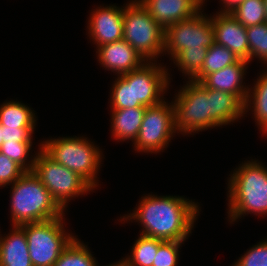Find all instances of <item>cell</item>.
I'll return each instance as SVG.
<instances>
[{"label": "cell", "instance_id": "1", "mask_svg": "<svg viewBox=\"0 0 267 266\" xmlns=\"http://www.w3.org/2000/svg\"><path fill=\"white\" fill-rule=\"evenodd\" d=\"M173 100L175 130L183 136L230 125L245 116L244 102L238 96L193 80L186 81Z\"/></svg>", "mask_w": 267, "mask_h": 266}, {"label": "cell", "instance_id": "2", "mask_svg": "<svg viewBox=\"0 0 267 266\" xmlns=\"http://www.w3.org/2000/svg\"><path fill=\"white\" fill-rule=\"evenodd\" d=\"M185 196L144 194L133 212L120 217V222H137L140 235L164 241L185 242L200 215V204Z\"/></svg>", "mask_w": 267, "mask_h": 266}, {"label": "cell", "instance_id": "3", "mask_svg": "<svg viewBox=\"0 0 267 266\" xmlns=\"http://www.w3.org/2000/svg\"><path fill=\"white\" fill-rule=\"evenodd\" d=\"M239 165L227 181L226 210L231 224L248 214L267 216V166L255 159Z\"/></svg>", "mask_w": 267, "mask_h": 266}, {"label": "cell", "instance_id": "4", "mask_svg": "<svg viewBox=\"0 0 267 266\" xmlns=\"http://www.w3.org/2000/svg\"><path fill=\"white\" fill-rule=\"evenodd\" d=\"M10 187L9 205L12 226L47 221L62 217L66 212L33 172H25Z\"/></svg>", "mask_w": 267, "mask_h": 266}, {"label": "cell", "instance_id": "5", "mask_svg": "<svg viewBox=\"0 0 267 266\" xmlns=\"http://www.w3.org/2000/svg\"><path fill=\"white\" fill-rule=\"evenodd\" d=\"M41 149L54 161L76 172L94 190L99 187L102 149L88 137L66 136L41 141Z\"/></svg>", "mask_w": 267, "mask_h": 266}, {"label": "cell", "instance_id": "6", "mask_svg": "<svg viewBox=\"0 0 267 266\" xmlns=\"http://www.w3.org/2000/svg\"><path fill=\"white\" fill-rule=\"evenodd\" d=\"M165 29L156 22L138 0L124 5L123 40L146 61H157L164 53Z\"/></svg>", "mask_w": 267, "mask_h": 266}, {"label": "cell", "instance_id": "7", "mask_svg": "<svg viewBox=\"0 0 267 266\" xmlns=\"http://www.w3.org/2000/svg\"><path fill=\"white\" fill-rule=\"evenodd\" d=\"M65 219L64 214L62 217L19 226L25 232L33 266H54L64 249L76 237L74 233L66 231Z\"/></svg>", "mask_w": 267, "mask_h": 266}, {"label": "cell", "instance_id": "8", "mask_svg": "<svg viewBox=\"0 0 267 266\" xmlns=\"http://www.w3.org/2000/svg\"><path fill=\"white\" fill-rule=\"evenodd\" d=\"M32 172L64 211H67L69 202L74 198L94 192L76 172L50 158L41 149V143L38 145Z\"/></svg>", "mask_w": 267, "mask_h": 266}, {"label": "cell", "instance_id": "9", "mask_svg": "<svg viewBox=\"0 0 267 266\" xmlns=\"http://www.w3.org/2000/svg\"><path fill=\"white\" fill-rule=\"evenodd\" d=\"M168 102L164 100L158 105L146 107L138 136L133 143L137 153L164 152L178 134L175 130L174 106L172 101Z\"/></svg>", "mask_w": 267, "mask_h": 266}, {"label": "cell", "instance_id": "10", "mask_svg": "<svg viewBox=\"0 0 267 266\" xmlns=\"http://www.w3.org/2000/svg\"><path fill=\"white\" fill-rule=\"evenodd\" d=\"M214 43L215 33L210 16L201 10L195 16L165 29L163 55H169L172 60L184 49H209Z\"/></svg>", "mask_w": 267, "mask_h": 266}, {"label": "cell", "instance_id": "11", "mask_svg": "<svg viewBox=\"0 0 267 266\" xmlns=\"http://www.w3.org/2000/svg\"><path fill=\"white\" fill-rule=\"evenodd\" d=\"M133 83L134 104L151 107L162 103L169 90L171 75L168 68L157 61H146L141 67L121 75Z\"/></svg>", "mask_w": 267, "mask_h": 266}, {"label": "cell", "instance_id": "12", "mask_svg": "<svg viewBox=\"0 0 267 266\" xmlns=\"http://www.w3.org/2000/svg\"><path fill=\"white\" fill-rule=\"evenodd\" d=\"M124 6L100 5L88 17V37L96 48L123 39Z\"/></svg>", "mask_w": 267, "mask_h": 266}, {"label": "cell", "instance_id": "13", "mask_svg": "<svg viewBox=\"0 0 267 266\" xmlns=\"http://www.w3.org/2000/svg\"><path fill=\"white\" fill-rule=\"evenodd\" d=\"M215 33V43L231 50L237 58L249 62V46L246 27L230 13L210 14Z\"/></svg>", "mask_w": 267, "mask_h": 266}, {"label": "cell", "instance_id": "14", "mask_svg": "<svg viewBox=\"0 0 267 266\" xmlns=\"http://www.w3.org/2000/svg\"><path fill=\"white\" fill-rule=\"evenodd\" d=\"M153 19L164 29L168 26L187 20L201 10L203 0H138Z\"/></svg>", "mask_w": 267, "mask_h": 266}, {"label": "cell", "instance_id": "15", "mask_svg": "<svg viewBox=\"0 0 267 266\" xmlns=\"http://www.w3.org/2000/svg\"><path fill=\"white\" fill-rule=\"evenodd\" d=\"M97 61L107 71L122 75L141 67L146 60L123 39L96 48Z\"/></svg>", "mask_w": 267, "mask_h": 266}, {"label": "cell", "instance_id": "16", "mask_svg": "<svg viewBox=\"0 0 267 266\" xmlns=\"http://www.w3.org/2000/svg\"><path fill=\"white\" fill-rule=\"evenodd\" d=\"M248 64L250 63L239 59L224 69L206 75L200 83L206 88L236 95L245 103L249 91V86L244 81Z\"/></svg>", "mask_w": 267, "mask_h": 266}, {"label": "cell", "instance_id": "17", "mask_svg": "<svg viewBox=\"0 0 267 266\" xmlns=\"http://www.w3.org/2000/svg\"><path fill=\"white\" fill-rule=\"evenodd\" d=\"M9 231L0 235V266H33L25 232L19 226Z\"/></svg>", "mask_w": 267, "mask_h": 266}, {"label": "cell", "instance_id": "18", "mask_svg": "<svg viewBox=\"0 0 267 266\" xmlns=\"http://www.w3.org/2000/svg\"><path fill=\"white\" fill-rule=\"evenodd\" d=\"M146 107L111 109V135L120 142L134 143L138 136Z\"/></svg>", "mask_w": 267, "mask_h": 266}, {"label": "cell", "instance_id": "19", "mask_svg": "<svg viewBox=\"0 0 267 266\" xmlns=\"http://www.w3.org/2000/svg\"><path fill=\"white\" fill-rule=\"evenodd\" d=\"M264 67L266 69L259 73L256 81L254 80V86L249 85L244 111L245 114L251 111L259 131L267 137V67Z\"/></svg>", "mask_w": 267, "mask_h": 266}, {"label": "cell", "instance_id": "20", "mask_svg": "<svg viewBox=\"0 0 267 266\" xmlns=\"http://www.w3.org/2000/svg\"><path fill=\"white\" fill-rule=\"evenodd\" d=\"M33 108L18 100L0 104V124L6 127L36 128L37 117Z\"/></svg>", "mask_w": 267, "mask_h": 266}, {"label": "cell", "instance_id": "21", "mask_svg": "<svg viewBox=\"0 0 267 266\" xmlns=\"http://www.w3.org/2000/svg\"><path fill=\"white\" fill-rule=\"evenodd\" d=\"M161 241L159 238L139 234L130 255L119 260L120 266H152Z\"/></svg>", "mask_w": 267, "mask_h": 266}, {"label": "cell", "instance_id": "22", "mask_svg": "<svg viewBox=\"0 0 267 266\" xmlns=\"http://www.w3.org/2000/svg\"><path fill=\"white\" fill-rule=\"evenodd\" d=\"M54 266H100L88 245L76 236L64 249Z\"/></svg>", "mask_w": 267, "mask_h": 266}, {"label": "cell", "instance_id": "23", "mask_svg": "<svg viewBox=\"0 0 267 266\" xmlns=\"http://www.w3.org/2000/svg\"><path fill=\"white\" fill-rule=\"evenodd\" d=\"M239 60L237 56L228 48L214 43L206 53L201 72L193 79L200 82L206 75L224 69L236 63Z\"/></svg>", "mask_w": 267, "mask_h": 266}, {"label": "cell", "instance_id": "24", "mask_svg": "<svg viewBox=\"0 0 267 266\" xmlns=\"http://www.w3.org/2000/svg\"><path fill=\"white\" fill-rule=\"evenodd\" d=\"M208 48L184 49L171 61L188 80H193L200 72L206 58Z\"/></svg>", "mask_w": 267, "mask_h": 266}, {"label": "cell", "instance_id": "25", "mask_svg": "<svg viewBox=\"0 0 267 266\" xmlns=\"http://www.w3.org/2000/svg\"><path fill=\"white\" fill-rule=\"evenodd\" d=\"M230 14L245 27L266 22L264 0H245Z\"/></svg>", "mask_w": 267, "mask_h": 266}, {"label": "cell", "instance_id": "26", "mask_svg": "<svg viewBox=\"0 0 267 266\" xmlns=\"http://www.w3.org/2000/svg\"><path fill=\"white\" fill-rule=\"evenodd\" d=\"M249 63L255 58L267 66V22L246 27Z\"/></svg>", "mask_w": 267, "mask_h": 266}, {"label": "cell", "instance_id": "27", "mask_svg": "<svg viewBox=\"0 0 267 266\" xmlns=\"http://www.w3.org/2000/svg\"><path fill=\"white\" fill-rule=\"evenodd\" d=\"M32 145L33 142H4L0 147V152L19 164L26 172H32L37 153L31 154Z\"/></svg>", "mask_w": 267, "mask_h": 266}, {"label": "cell", "instance_id": "28", "mask_svg": "<svg viewBox=\"0 0 267 266\" xmlns=\"http://www.w3.org/2000/svg\"><path fill=\"white\" fill-rule=\"evenodd\" d=\"M116 76L110 90V109L144 107L141 104H134L133 83H128L121 75Z\"/></svg>", "mask_w": 267, "mask_h": 266}, {"label": "cell", "instance_id": "29", "mask_svg": "<svg viewBox=\"0 0 267 266\" xmlns=\"http://www.w3.org/2000/svg\"><path fill=\"white\" fill-rule=\"evenodd\" d=\"M182 241H164L159 243L158 251L152 266H177L179 260V248Z\"/></svg>", "mask_w": 267, "mask_h": 266}, {"label": "cell", "instance_id": "30", "mask_svg": "<svg viewBox=\"0 0 267 266\" xmlns=\"http://www.w3.org/2000/svg\"><path fill=\"white\" fill-rule=\"evenodd\" d=\"M231 266H267V238L247 249Z\"/></svg>", "mask_w": 267, "mask_h": 266}, {"label": "cell", "instance_id": "31", "mask_svg": "<svg viewBox=\"0 0 267 266\" xmlns=\"http://www.w3.org/2000/svg\"><path fill=\"white\" fill-rule=\"evenodd\" d=\"M26 171L15 161L9 159L0 152V187L5 188L7 185L13 184Z\"/></svg>", "mask_w": 267, "mask_h": 266}, {"label": "cell", "instance_id": "32", "mask_svg": "<svg viewBox=\"0 0 267 266\" xmlns=\"http://www.w3.org/2000/svg\"><path fill=\"white\" fill-rule=\"evenodd\" d=\"M4 142H33L35 128H16L2 126Z\"/></svg>", "mask_w": 267, "mask_h": 266}, {"label": "cell", "instance_id": "33", "mask_svg": "<svg viewBox=\"0 0 267 266\" xmlns=\"http://www.w3.org/2000/svg\"><path fill=\"white\" fill-rule=\"evenodd\" d=\"M223 6L220 7V10L217 12L221 13H230L233 9H235L238 5H240L245 0H220Z\"/></svg>", "mask_w": 267, "mask_h": 266}, {"label": "cell", "instance_id": "34", "mask_svg": "<svg viewBox=\"0 0 267 266\" xmlns=\"http://www.w3.org/2000/svg\"><path fill=\"white\" fill-rule=\"evenodd\" d=\"M3 143V130H2V125L0 124V147Z\"/></svg>", "mask_w": 267, "mask_h": 266}, {"label": "cell", "instance_id": "35", "mask_svg": "<svg viewBox=\"0 0 267 266\" xmlns=\"http://www.w3.org/2000/svg\"><path fill=\"white\" fill-rule=\"evenodd\" d=\"M265 12H266V22H267V0H264Z\"/></svg>", "mask_w": 267, "mask_h": 266}, {"label": "cell", "instance_id": "36", "mask_svg": "<svg viewBox=\"0 0 267 266\" xmlns=\"http://www.w3.org/2000/svg\"><path fill=\"white\" fill-rule=\"evenodd\" d=\"M106 266H120V263L118 261V262H114V263L106 265Z\"/></svg>", "mask_w": 267, "mask_h": 266}]
</instances>
